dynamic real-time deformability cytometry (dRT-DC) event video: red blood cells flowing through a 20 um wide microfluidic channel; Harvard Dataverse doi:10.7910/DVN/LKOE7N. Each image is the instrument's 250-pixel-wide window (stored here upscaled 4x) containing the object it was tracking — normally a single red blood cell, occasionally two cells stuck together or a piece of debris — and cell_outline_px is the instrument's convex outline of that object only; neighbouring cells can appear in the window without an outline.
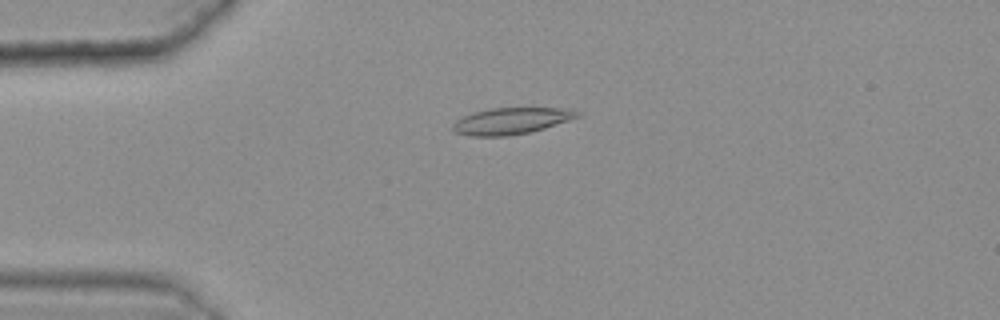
{"species": "common noctule bat (a hibernating species)", "species_latin": "Nyctalus noctula", "temperature_condition": "warm", "stored_images_in_passage": 51, "camera_frame_rate_fps": 3000, "um_per_image_px": 0.085, "animal": {"sex": "female", "body_mass_g": 25.1}, "frame": {"image": 1, "passage_image": 14, "time_ms": 4.333, "image_size_px": [1000, 320], "cell_outline_px": [[580, 116], [544, 128], [528, 132], [508, 136], [472, 136], [456, 132], [452, 128], [452, 124], [456, 120], [472, 112], [488, 108], [568, 108], [580, 112]], "centroid_in_image_um": [43.43, 10.27], "position_along_channel_um": 41.6, "area_um2": 19.13}}
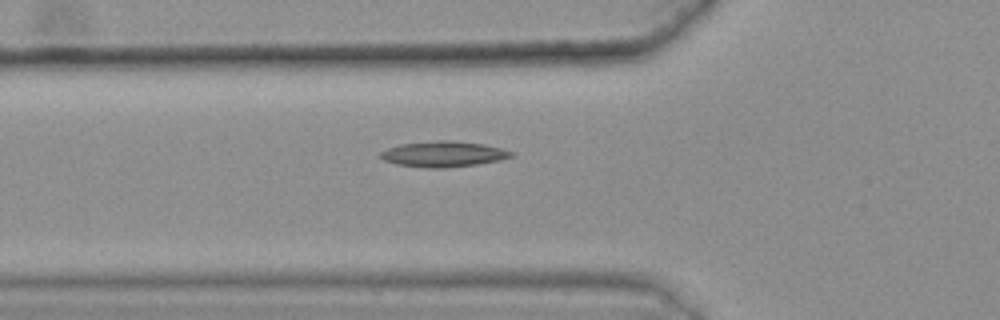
{"frame": {"image": 2, "passage_image": 20, "time_ms": 6.333, "image_size_px": [1000, 320], "cell_outline_px": [[516, 156], [500, 160], [476, 164], [444, 168], [428, 168], [396, 164], [384, 160], [380, 156], [380, 152], [388, 148], [400, 144], [436, 140], [448, 140], [484, 144], [516, 152]], "centroid_in_image_um": [37.73, 13.09], "position_along_channel_um": 88.1, "area_um2": 19.59}}
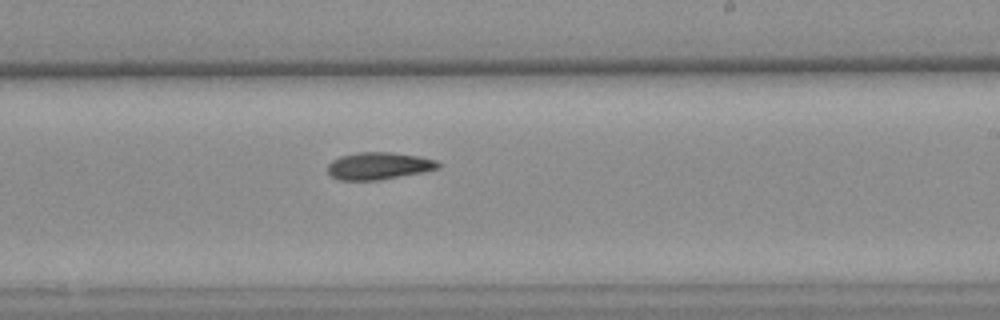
{"frame": {"image": 3, "passage_image": 34, "time_ms": 11.0, "image_size_px": [1000, 320], "cell_outline_px": [[440, 168], [424, 172], [380, 180], [336, 180], [328, 172], [328, 164], [332, 160], [340, 156], [360, 152], [392, 152], [420, 156], [436, 160], [440, 164]], "centroid_in_image_um": [32.21, 14.1], "position_along_channel_um": 256.8, "area_um2": 17.69}}